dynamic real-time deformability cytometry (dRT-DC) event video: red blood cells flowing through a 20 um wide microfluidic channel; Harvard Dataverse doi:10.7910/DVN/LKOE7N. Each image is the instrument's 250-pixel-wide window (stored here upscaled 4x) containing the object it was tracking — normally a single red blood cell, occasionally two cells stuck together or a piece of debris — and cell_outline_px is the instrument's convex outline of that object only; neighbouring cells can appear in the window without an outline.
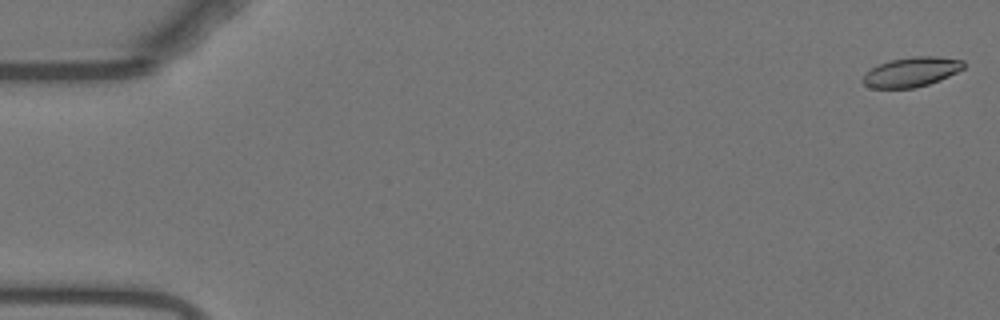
{"species": "Egyptian fruit bat (a non-hibernating species)", "species_latin": "Rousettus aegyptiacus", "temperature_condition": "warm", "stored_images_in_passage": 55, "camera_frame_rate_fps": 3000, "um_per_image_px": 0.085, "animal": {"sex": "female"}, "frame": {"image": 1, "passage_image": 1, "time_ms": 0.0, "image_size_px": [1000, 320], "cell_outline_px": [[964, 68], [940, 80], [916, 88], [872, 88], [864, 84], [860, 80], [872, 68], [880, 64], [892, 60], [912, 56], [936, 56], [964, 60]], "centroid_in_image_um": [77.49, 6.12], "position_along_channel_um": 7.5, "area_um2": 17.28}}
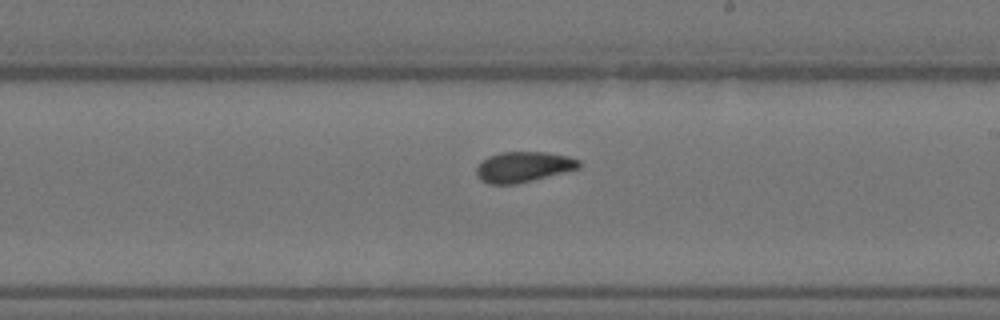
{"frame": {"image": 2, "passage_image": 32, "time_ms": 10.333, "image_size_px": [1000, 320], "cell_outline_px": [[580, 168], [516, 184], [488, 184], [480, 180], [476, 176], [476, 168], [488, 156], [500, 152], [544, 152], [568, 156], [580, 160]], "centroid_in_image_um": [44.47, 14.19], "position_along_channel_um": 244.5, "area_um2": 18.15}}
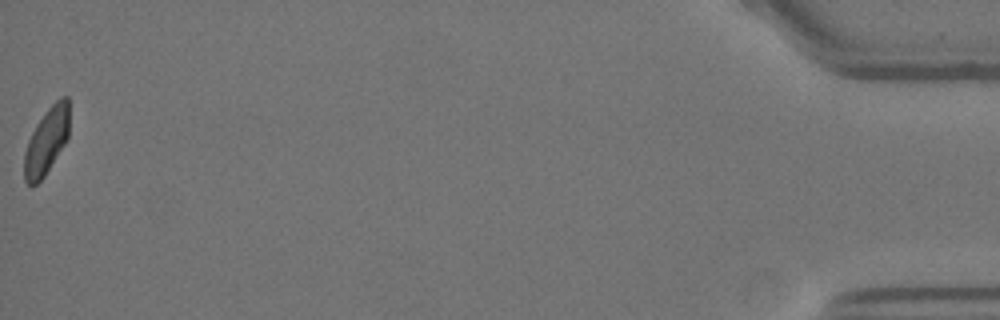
{"frame": {"image": 3, "passage_image": 55, "time_ms": 18.0, "image_size_px": [1000, 320], "cell_outline_px": [[68, 136], [64, 144], [44, 176], [32, 188], [24, 180], [24, 152], [28, 140], [36, 124], [48, 108], [60, 96], [68, 96]], "centroid_in_image_um": [3.93, 12.0], "position_along_channel_um": 431.3, "area_um2": 17.28}, "authors_computed_cell_mechanics": {"area_um2": 18.207, "velocity_mm_per_s": 3.7248, "shape_relaxation_time_tau1_ms": 5.5092, "shape_relaxation_time_tau2_ms": 2.4844, "deformation_change_tau1": 0.1336, "deformation_change_tau2": 0.0706}}